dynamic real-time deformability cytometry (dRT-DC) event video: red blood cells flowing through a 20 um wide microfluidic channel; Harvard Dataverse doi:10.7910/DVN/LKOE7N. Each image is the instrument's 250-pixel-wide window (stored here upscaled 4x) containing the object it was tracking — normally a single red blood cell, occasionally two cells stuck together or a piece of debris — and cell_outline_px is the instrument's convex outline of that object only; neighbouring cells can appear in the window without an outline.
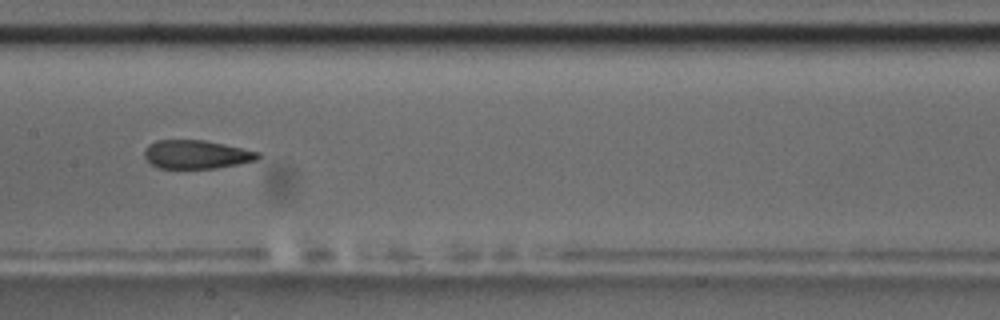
{"species": "common noctule bat (a hibernating species)", "species_latin": "Nyctalus noctula", "temperature_condition": "room temperature", "stored_images_in_passage": 14, "camera_frame_rate_fps": 3000, "um_per_image_px": 0.085, "animal": {"sex": "male", "body_mass_g": 17.5, "forearm_length_mm": 52.3}, "frame": {"image": 1, "passage_image": 7, "time_ms": 7.667, "image_size_px": [1000, 320], "cell_outline_px": [[260, 156], [256, 160], [216, 168], [160, 168], [152, 164], [144, 156], [144, 148], [148, 144], [156, 140], [204, 140], [224, 144], [260, 152]], "centroid_in_image_um": [16.67, 13.11], "position_along_channel_um": 190.7, "area_um2": 18.79}, "authors_computed_cell_mechanics": {"area_um2": 20.3167, "velocity_mm_per_s": 3.5782, "shape_relaxation_time_tau1_ms": null, "shape_relaxation_time_tau2_ms": 2.4501, "deformation_change_tau1": null, "deformation_change_tau2": 0.0957}}